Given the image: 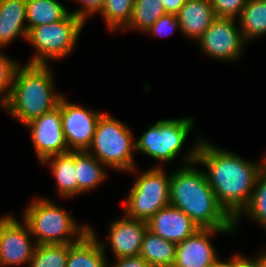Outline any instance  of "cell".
<instances>
[{
	"instance_id": "484cf974",
	"label": "cell",
	"mask_w": 266,
	"mask_h": 267,
	"mask_svg": "<svg viewBox=\"0 0 266 267\" xmlns=\"http://www.w3.org/2000/svg\"><path fill=\"white\" fill-rule=\"evenodd\" d=\"M135 0H105L101 11L109 29L123 30L131 20Z\"/></svg>"
},
{
	"instance_id": "cb8c5ba5",
	"label": "cell",
	"mask_w": 266,
	"mask_h": 267,
	"mask_svg": "<svg viewBox=\"0 0 266 267\" xmlns=\"http://www.w3.org/2000/svg\"><path fill=\"white\" fill-rule=\"evenodd\" d=\"M165 14L163 0H135L131 20L123 30L135 28L147 32Z\"/></svg>"
},
{
	"instance_id": "8fae6325",
	"label": "cell",
	"mask_w": 266,
	"mask_h": 267,
	"mask_svg": "<svg viewBox=\"0 0 266 267\" xmlns=\"http://www.w3.org/2000/svg\"><path fill=\"white\" fill-rule=\"evenodd\" d=\"M235 18L217 17L198 39L202 50L218 60H233L240 56L245 39L234 24Z\"/></svg>"
},
{
	"instance_id": "836d02e7",
	"label": "cell",
	"mask_w": 266,
	"mask_h": 267,
	"mask_svg": "<svg viewBox=\"0 0 266 267\" xmlns=\"http://www.w3.org/2000/svg\"><path fill=\"white\" fill-rule=\"evenodd\" d=\"M186 2L187 0H163L166 14L176 15Z\"/></svg>"
},
{
	"instance_id": "d4e9b609",
	"label": "cell",
	"mask_w": 266,
	"mask_h": 267,
	"mask_svg": "<svg viewBox=\"0 0 266 267\" xmlns=\"http://www.w3.org/2000/svg\"><path fill=\"white\" fill-rule=\"evenodd\" d=\"M73 244L37 245L30 260V267H66L69 248Z\"/></svg>"
},
{
	"instance_id": "9c48e42d",
	"label": "cell",
	"mask_w": 266,
	"mask_h": 267,
	"mask_svg": "<svg viewBox=\"0 0 266 267\" xmlns=\"http://www.w3.org/2000/svg\"><path fill=\"white\" fill-rule=\"evenodd\" d=\"M103 113L86 110L61 98L62 129L69 151H87Z\"/></svg>"
},
{
	"instance_id": "5b68a950",
	"label": "cell",
	"mask_w": 266,
	"mask_h": 267,
	"mask_svg": "<svg viewBox=\"0 0 266 267\" xmlns=\"http://www.w3.org/2000/svg\"><path fill=\"white\" fill-rule=\"evenodd\" d=\"M133 138L132 132L126 125L103 113L99 118L96 132L87 152L91 155L94 154L93 156L104 166L122 171H135L136 167L132 156V150H135ZM91 148L94 153L90 151Z\"/></svg>"
},
{
	"instance_id": "83f0119b",
	"label": "cell",
	"mask_w": 266,
	"mask_h": 267,
	"mask_svg": "<svg viewBox=\"0 0 266 267\" xmlns=\"http://www.w3.org/2000/svg\"><path fill=\"white\" fill-rule=\"evenodd\" d=\"M17 64L18 63H16L15 61L11 60L8 57H5L2 53H0V96L2 98L0 100V105L3 108H5L11 93L14 75L18 68Z\"/></svg>"
},
{
	"instance_id": "ffe728a7",
	"label": "cell",
	"mask_w": 266,
	"mask_h": 267,
	"mask_svg": "<svg viewBox=\"0 0 266 267\" xmlns=\"http://www.w3.org/2000/svg\"><path fill=\"white\" fill-rule=\"evenodd\" d=\"M176 245L147 229L143 236L139 255L151 267H173L176 259Z\"/></svg>"
},
{
	"instance_id": "52a82bcc",
	"label": "cell",
	"mask_w": 266,
	"mask_h": 267,
	"mask_svg": "<svg viewBox=\"0 0 266 267\" xmlns=\"http://www.w3.org/2000/svg\"><path fill=\"white\" fill-rule=\"evenodd\" d=\"M161 167L144 172L134 182L125 203L128 217L148 221L170 204V179Z\"/></svg>"
},
{
	"instance_id": "f1b7e54d",
	"label": "cell",
	"mask_w": 266,
	"mask_h": 267,
	"mask_svg": "<svg viewBox=\"0 0 266 267\" xmlns=\"http://www.w3.org/2000/svg\"><path fill=\"white\" fill-rule=\"evenodd\" d=\"M248 0H211L216 17L235 18L240 16Z\"/></svg>"
},
{
	"instance_id": "4dcf8cb0",
	"label": "cell",
	"mask_w": 266,
	"mask_h": 267,
	"mask_svg": "<svg viewBox=\"0 0 266 267\" xmlns=\"http://www.w3.org/2000/svg\"><path fill=\"white\" fill-rule=\"evenodd\" d=\"M83 6L77 11L71 12L76 17L80 18L84 23L88 15L100 12L103 10L105 0H77Z\"/></svg>"
},
{
	"instance_id": "7402d4cb",
	"label": "cell",
	"mask_w": 266,
	"mask_h": 267,
	"mask_svg": "<svg viewBox=\"0 0 266 267\" xmlns=\"http://www.w3.org/2000/svg\"><path fill=\"white\" fill-rule=\"evenodd\" d=\"M102 162L87 151H75L76 179L78 194L95 188L106 178Z\"/></svg>"
},
{
	"instance_id": "44dd1931",
	"label": "cell",
	"mask_w": 266,
	"mask_h": 267,
	"mask_svg": "<svg viewBox=\"0 0 266 267\" xmlns=\"http://www.w3.org/2000/svg\"><path fill=\"white\" fill-rule=\"evenodd\" d=\"M69 11L56 0H26V21L28 32L36 26L63 20Z\"/></svg>"
},
{
	"instance_id": "7a4b0ae2",
	"label": "cell",
	"mask_w": 266,
	"mask_h": 267,
	"mask_svg": "<svg viewBox=\"0 0 266 267\" xmlns=\"http://www.w3.org/2000/svg\"><path fill=\"white\" fill-rule=\"evenodd\" d=\"M170 205L181 209L199 228L234 230V219L218 203L204 171L184 166L171 174Z\"/></svg>"
},
{
	"instance_id": "d6a6232c",
	"label": "cell",
	"mask_w": 266,
	"mask_h": 267,
	"mask_svg": "<svg viewBox=\"0 0 266 267\" xmlns=\"http://www.w3.org/2000/svg\"><path fill=\"white\" fill-rule=\"evenodd\" d=\"M116 260L112 267H151L140 255L116 258Z\"/></svg>"
},
{
	"instance_id": "2e32d148",
	"label": "cell",
	"mask_w": 266,
	"mask_h": 267,
	"mask_svg": "<svg viewBox=\"0 0 266 267\" xmlns=\"http://www.w3.org/2000/svg\"><path fill=\"white\" fill-rule=\"evenodd\" d=\"M179 28L187 36L198 40L217 18L211 0H187L176 14Z\"/></svg>"
},
{
	"instance_id": "f546056e",
	"label": "cell",
	"mask_w": 266,
	"mask_h": 267,
	"mask_svg": "<svg viewBox=\"0 0 266 267\" xmlns=\"http://www.w3.org/2000/svg\"><path fill=\"white\" fill-rule=\"evenodd\" d=\"M179 27V21L174 14H165L161 16L146 33L155 35H168L174 31L175 27Z\"/></svg>"
},
{
	"instance_id": "ac0fdd59",
	"label": "cell",
	"mask_w": 266,
	"mask_h": 267,
	"mask_svg": "<svg viewBox=\"0 0 266 267\" xmlns=\"http://www.w3.org/2000/svg\"><path fill=\"white\" fill-rule=\"evenodd\" d=\"M105 248L106 245L97 241L90 227V231L69 248L66 267H108Z\"/></svg>"
},
{
	"instance_id": "5bb4252c",
	"label": "cell",
	"mask_w": 266,
	"mask_h": 267,
	"mask_svg": "<svg viewBox=\"0 0 266 267\" xmlns=\"http://www.w3.org/2000/svg\"><path fill=\"white\" fill-rule=\"evenodd\" d=\"M147 224L153 234L176 244L200 229L181 209L170 204L153 215Z\"/></svg>"
},
{
	"instance_id": "7c38bea8",
	"label": "cell",
	"mask_w": 266,
	"mask_h": 267,
	"mask_svg": "<svg viewBox=\"0 0 266 267\" xmlns=\"http://www.w3.org/2000/svg\"><path fill=\"white\" fill-rule=\"evenodd\" d=\"M25 225V226H24ZM12 216L0 218V266L30 263L36 244L30 241V229Z\"/></svg>"
},
{
	"instance_id": "6da1fadb",
	"label": "cell",
	"mask_w": 266,
	"mask_h": 267,
	"mask_svg": "<svg viewBox=\"0 0 266 267\" xmlns=\"http://www.w3.org/2000/svg\"><path fill=\"white\" fill-rule=\"evenodd\" d=\"M199 141L185 161L187 160L188 164L200 163L207 167L208 173H204L218 203L236 224L241 211L251 199L258 174L266 165V158L262 164H253L201 139Z\"/></svg>"
},
{
	"instance_id": "e0dca14e",
	"label": "cell",
	"mask_w": 266,
	"mask_h": 267,
	"mask_svg": "<svg viewBox=\"0 0 266 267\" xmlns=\"http://www.w3.org/2000/svg\"><path fill=\"white\" fill-rule=\"evenodd\" d=\"M26 0H0V48L17 36L27 39Z\"/></svg>"
},
{
	"instance_id": "1f68e13d",
	"label": "cell",
	"mask_w": 266,
	"mask_h": 267,
	"mask_svg": "<svg viewBox=\"0 0 266 267\" xmlns=\"http://www.w3.org/2000/svg\"><path fill=\"white\" fill-rule=\"evenodd\" d=\"M262 255L256 259H249L241 255H235L229 261L226 262V267H261Z\"/></svg>"
},
{
	"instance_id": "d6986e66",
	"label": "cell",
	"mask_w": 266,
	"mask_h": 267,
	"mask_svg": "<svg viewBox=\"0 0 266 267\" xmlns=\"http://www.w3.org/2000/svg\"><path fill=\"white\" fill-rule=\"evenodd\" d=\"M51 163L50 168L55 176L59 194L63 197H73L78 194L76 179L75 151L51 156L43 161Z\"/></svg>"
},
{
	"instance_id": "8992f818",
	"label": "cell",
	"mask_w": 266,
	"mask_h": 267,
	"mask_svg": "<svg viewBox=\"0 0 266 267\" xmlns=\"http://www.w3.org/2000/svg\"><path fill=\"white\" fill-rule=\"evenodd\" d=\"M84 22L69 13L63 20L33 27L27 39L38 52L29 64L48 65V60L67 56L77 42ZM52 58V59H51Z\"/></svg>"
},
{
	"instance_id": "ba28073f",
	"label": "cell",
	"mask_w": 266,
	"mask_h": 267,
	"mask_svg": "<svg viewBox=\"0 0 266 267\" xmlns=\"http://www.w3.org/2000/svg\"><path fill=\"white\" fill-rule=\"evenodd\" d=\"M193 124L187 117L157 121L135 141V150L159 161H171L181 151Z\"/></svg>"
},
{
	"instance_id": "4316f807",
	"label": "cell",
	"mask_w": 266,
	"mask_h": 267,
	"mask_svg": "<svg viewBox=\"0 0 266 267\" xmlns=\"http://www.w3.org/2000/svg\"><path fill=\"white\" fill-rule=\"evenodd\" d=\"M242 212L247 213L266 229V165L258 174L251 199Z\"/></svg>"
},
{
	"instance_id": "9a60e30c",
	"label": "cell",
	"mask_w": 266,
	"mask_h": 267,
	"mask_svg": "<svg viewBox=\"0 0 266 267\" xmlns=\"http://www.w3.org/2000/svg\"><path fill=\"white\" fill-rule=\"evenodd\" d=\"M147 221L137 220L125 215L110 225L109 242L115 258L138 256L141 251Z\"/></svg>"
},
{
	"instance_id": "277c9868",
	"label": "cell",
	"mask_w": 266,
	"mask_h": 267,
	"mask_svg": "<svg viewBox=\"0 0 266 267\" xmlns=\"http://www.w3.org/2000/svg\"><path fill=\"white\" fill-rule=\"evenodd\" d=\"M46 199H35L24 213V221L31 234L37 236V245L74 244L89 231V226L78 227L75 220L62 208ZM76 233V234H75ZM75 234L76 240L70 236Z\"/></svg>"
},
{
	"instance_id": "4fadbf2b",
	"label": "cell",
	"mask_w": 266,
	"mask_h": 267,
	"mask_svg": "<svg viewBox=\"0 0 266 267\" xmlns=\"http://www.w3.org/2000/svg\"><path fill=\"white\" fill-rule=\"evenodd\" d=\"M233 230L200 228L176 245V259L173 267H209L219 258L209 241L210 235L216 232L230 233Z\"/></svg>"
},
{
	"instance_id": "603a6c76",
	"label": "cell",
	"mask_w": 266,
	"mask_h": 267,
	"mask_svg": "<svg viewBox=\"0 0 266 267\" xmlns=\"http://www.w3.org/2000/svg\"><path fill=\"white\" fill-rule=\"evenodd\" d=\"M245 41L266 33V0H248L239 16Z\"/></svg>"
},
{
	"instance_id": "30bf717a",
	"label": "cell",
	"mask_w": 266,
	"mask_h": 267,
	"mask_svg": "<svg viewBox=\"0 0 266 267\" xmlns=\"http://www.w3.org/2000/svg\"><path fill=\"white\" fill-rule=\"evenodd\" d=\"M33 145L41 162L51 156L69 152L62 129L61 99L52 111L29 121Z\"/></svg>"
},
{
	"instance_id": "e575fe53",
	"label": "cell",
	"mask_w": 266,
	"mask_h": 267,
	"mask_svg": "<svg viewBox=\"0 0 266 267\" xmlns=\"http://www.w3.org/2000/svg\"><path fill=\"white\" fill-rule=\"evenodd\" d=\"M209 267H226V262L223 261H217L215 264L209 266Z\"/></svg>"
},
{
	"instance_id": "d590c367",
	"label": "cell",
	"mask_w": 266,
	"mask_h": 267,
	"mask_svg": "<svg viewBox=\"0 0 266 267\" xmlns=\"http://www.w3.org/2000/svg\"><path fill=\"white\" fill-rule=\"evenodd\" d=\"M261 267H266V253L262 255V266Z\"/></svg>"
},
{
	"instance_id": "3957f363",
	"label": "cell",
	"mask_w": 266,
	"mask_h": 267,
	"mask_svg": "<svg viewBox=\"0 0 266 267\" xmlns=\"http://www.w3.org/2000/svg\"><path fill=\"white\" fill-rule=\"evenodd\" d=\"M53 79L47 65L18 67L5 109L23 124L55 109L63 95L53 92Z\"/></svg>"
}]
</instances>
